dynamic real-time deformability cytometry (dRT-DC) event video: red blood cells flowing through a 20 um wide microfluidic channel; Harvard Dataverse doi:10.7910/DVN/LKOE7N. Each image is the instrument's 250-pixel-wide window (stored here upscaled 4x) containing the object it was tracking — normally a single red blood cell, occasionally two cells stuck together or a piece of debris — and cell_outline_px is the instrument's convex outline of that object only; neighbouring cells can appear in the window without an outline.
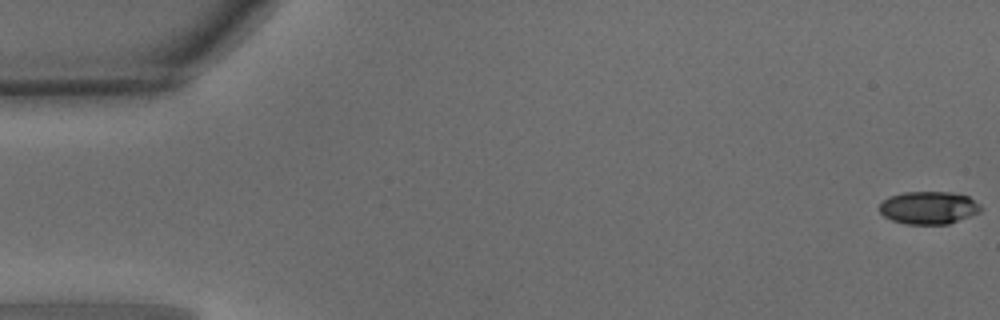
{"species": "common noctule bat (a hibernating species)", "species_latin": "Nyctalus noctula", "temperature_condition": "warm", "stored_images_in_passage": 50, "camera_frame_rate_fps": 3000, "um_per_image_px": 0.085, "animal": {"sex": "male", "body_mass_g": 15.6}, "frame": {"image": 1, "passage_image": 1, "time_ms": 0.0, "image_size_px": [1000, 320], "cell_outline_px": [[984, 208], [980, 212], [948, 224], [904, 224], [892, 220], [884, 216], [880, 212], [880, 204], [888, 196], [904, 192], [952, 192], [968, 196], [980, 204]], "centroid_in_image_um": [78.95, 17.65], "position_along_channel_um": 6.0, "area_um2": 19.42}}
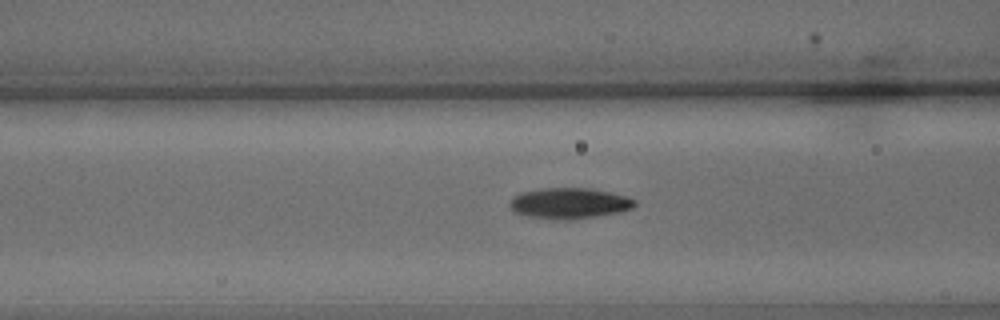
{"frame": {"image": 2, "passage_image": 20, "time_ms": 6.333, "image_size_px": [1000, 320], "cell_outline_px": [[636, 204], [632, 208], [620, 212], [572, 220], [528, 216], [516, 212], [508, 204], [512, 196], [520, 192], [540, 188], [588, 188], [628, 196], [636, 200]], "centroid_in_image_um": [48.39, 17.26], "position_along_channel_um": 118.2, "area_um2": 22.37}}
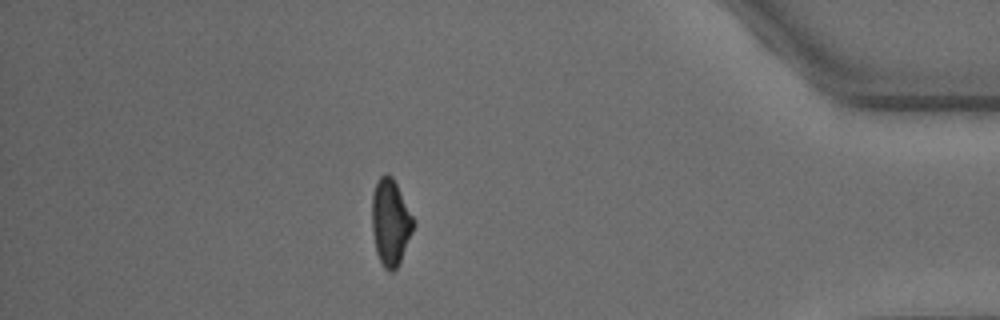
{"frame": {"image": 3, "passage_image": 44, "time_ms": 14.333, "image_size_px": [1000, 320], "cell_outline_px": [[416, 224], [400, 260], [396, 268], [392, 272], [388, 272], [384, 268], [376, 252], [372, 232], [372, 192], [380, 176], [388, 172], [392, 176], [416, 220]], "centroid_in_image_um": [33.2, 18.87], "position_along_channel_um": 402.0, "area_um2": 21.04}, "authors_computed_cell_mechanics": {"area_um2": 21.0103, "velocity_mm_per_s": 4.0756, "shape_relaxation_time_tau1_ms": 3.3641, "shape_relaxation_time_tau2_ms": 2.2225, "deformation_change_tau1": 0.1419, "deformation_change_tau2": 0.0904}}